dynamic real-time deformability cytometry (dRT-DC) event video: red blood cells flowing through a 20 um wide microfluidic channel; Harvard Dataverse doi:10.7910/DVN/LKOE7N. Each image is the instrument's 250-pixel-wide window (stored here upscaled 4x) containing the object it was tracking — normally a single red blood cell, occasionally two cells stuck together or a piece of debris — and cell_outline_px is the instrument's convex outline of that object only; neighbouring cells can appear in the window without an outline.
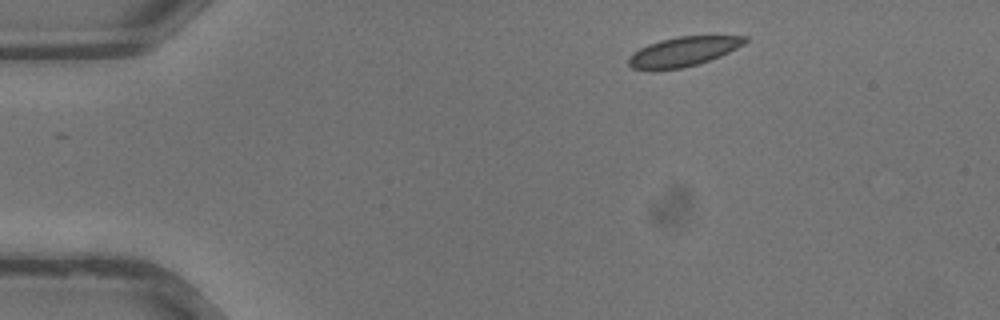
{"species": "common noctule bat (a hibernating species)", "species_latin": "Nyctalus noctula", "temperature_condition": "warm", "stored_images_in_passage": 27, "camera_frame_rate_fps": 3000, "um_per_image_px": 0.085, "animal": {"sex": "male", "body_mass_g": 13.3}, "frame": {"image": 1, "passage_image": 1, "time_ms": 0.0, "image_size_px": [1000, 320], "cell_outline_px": [[748, 40], [744, 44], [720, 56], [696, 64], [680, 68], [652, 72], [648, 72], [632, 68], [628, 64], [628, 56], [632, 52], [648, 44], [660, 40], [676, 36], [748, 36]], "centroid_in_image_um": [57.99, 4.41], "position_along_channel_um": 27.0, "area_um2": 20.29}}
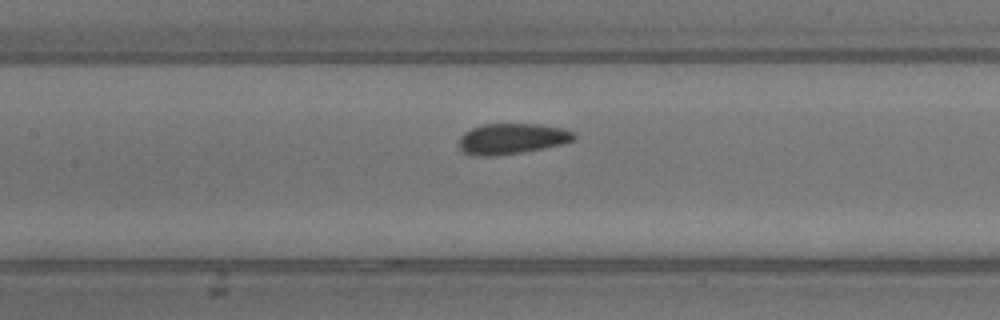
{"frame": {"image": 2, "passage_image": 12, "time_ms": 3.667, "image_size_px": [1000, 320], "cell_outline_px": [[576, 140], [544, 148], [496, 156], [476, 156], [464, 152], [460, 148], [460, 136], [464, 132], [472, 128], [484, 124], [540, 124], [564, 128], [572, 132], [576, 136]], "centroid_in_image_um": [43.52, 11.79], "position_along_channel_um": 163.9, "area_um2": 20.52}}
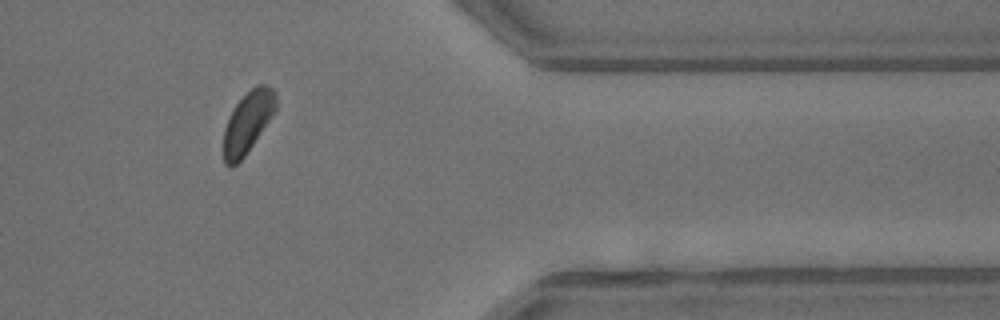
{"frame": {"image": 3, "passage_image": 25, "time_ms": 8.0, "image_size_px": [1000, 320], "cell_outline_px": [[276, 112], [244, 156], [232, 168], [228, 168], [224, 164], [224, 128], [236, 104], [256, 84], [268, 84], [276, 92]], "centroid_in_image_um": [21.08, 10.39], "position_along_channel_um": 390.3, "area_um2": 18.67}}